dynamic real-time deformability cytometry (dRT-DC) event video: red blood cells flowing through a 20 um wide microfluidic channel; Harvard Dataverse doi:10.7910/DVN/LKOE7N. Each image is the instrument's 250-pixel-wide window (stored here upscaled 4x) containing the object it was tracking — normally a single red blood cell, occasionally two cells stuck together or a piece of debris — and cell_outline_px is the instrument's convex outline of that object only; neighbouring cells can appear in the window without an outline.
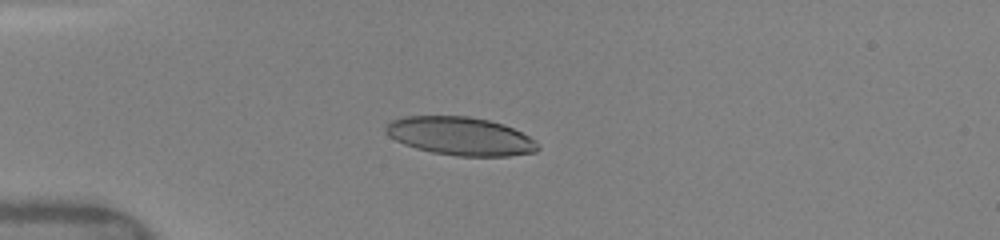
{"species": "human", "species_latin": "Homo sapiens", "temperature_condition": "warm", "stored_images_in_passage": 8, "camera_frame_rate_fps": 3000, "um_per_image_px": 0.085, "donor": {"sex": "female"}, "frame": {"image": 1, "passage_image": 4, "time_ms": 3.667, "image_size_px": [1000, 240], "cell_outline_px": [[540, 148], [536, 152], [508, 156], [456, 156], [432, 152], [416, 148], [404, 144], [388, 136], [384, 132], [384, 128], [392, 120], [404, 116], [468, 116], [488, 120], [504, 124], [536, 140], [540, 144]], "centroid_in_image_um": [39.14, 11.57], "position_along_channel_um": 45.9, "area_um2": 34.04}}
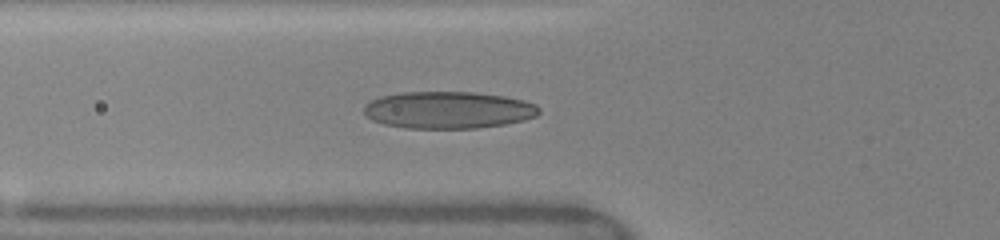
{"frame": {"image": 2, "passage_image": 6, "time_ms": 5.333, "image_size_px": [1000, 240], "cell_outline_px": [[540, 112], [536, 116], [524, 120], [504, 124], [476, 128], [404, 128], [384, 124], [372, 120], [364, 116], [364, 104], [380, 96], [400, 92], [472, 92], [504, 96], [524, 100], [536, 104], [540, 108]], "centroid_in_image_um": [38.08, 9.35], "position_along_channel_um": 87.7, "area_um2": 38.03}}
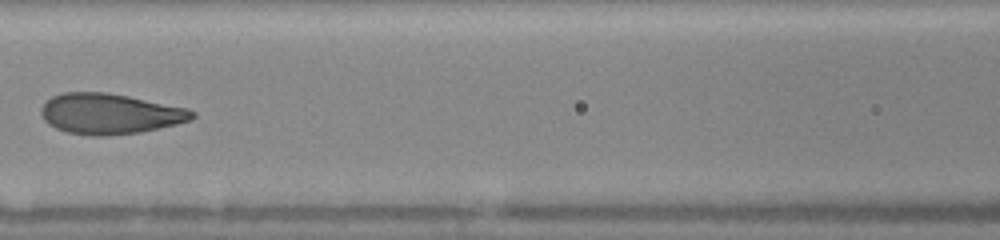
{"frame": {"image": 3, "passage_image": 8, "time_ms": 7.0, "image_size_px": [1000, 240], "cell_outline_px": [[196, 116], [192, 120], [176, 124], [140, 132], [104, 136], [92, 136], [64, 132], [48, 124], [44, 120], [40, 112], [40, 108], [52, 96], [64, 92], [104, 92], [128, 96], [188, 108], [196, 112]], "centroid_in_image_um": [9.33, 9.67], "position_along_channel_um": 157.3, "area_um2": 35.78}}